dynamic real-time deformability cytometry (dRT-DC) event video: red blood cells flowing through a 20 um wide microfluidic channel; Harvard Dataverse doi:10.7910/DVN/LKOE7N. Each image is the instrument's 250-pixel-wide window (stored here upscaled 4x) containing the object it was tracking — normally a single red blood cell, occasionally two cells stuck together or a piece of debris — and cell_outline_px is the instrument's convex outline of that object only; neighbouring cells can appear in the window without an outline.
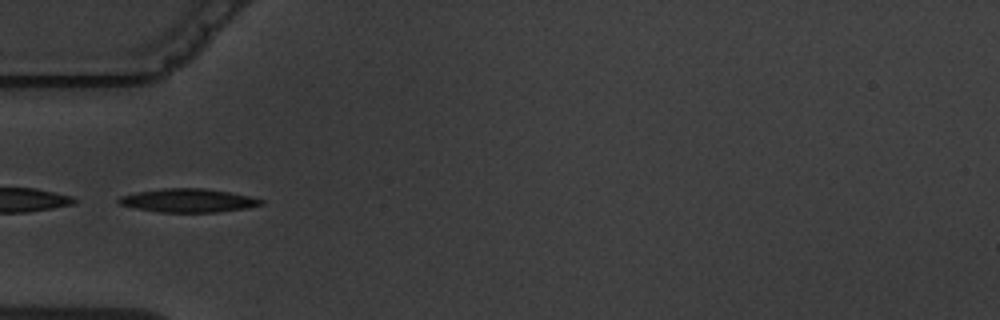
{"species": "common noctule bat (a hibernating species)", "species_latin": "Nyctalus noctula", "temperature_condition": "warm", "stored_images_in_passage": 2, "camera_frame_rate_fps": 3000, "um_per_image_px": 0.085, "animal": {"sex": "male", "body_mass_g": 19.5, "forearm_length_mm": 54.6}, "frame": {"image": 1, "passage_image": 1, "time_ms": 0.0, "image_size_px": [1000, 320], "cell_outline_px": [[264, 204], [244, 208], [216, 212], [160, 212], [136, 208], [120, 204], [116, 200], [120, 196], [136, 192], [164, 188], [204, 188], [252, 196], [264, 200]], "centroid_in_image_um": [16.0, 17.03], "position_along_channel_um": 69.0, "area_um2": 19.42}}